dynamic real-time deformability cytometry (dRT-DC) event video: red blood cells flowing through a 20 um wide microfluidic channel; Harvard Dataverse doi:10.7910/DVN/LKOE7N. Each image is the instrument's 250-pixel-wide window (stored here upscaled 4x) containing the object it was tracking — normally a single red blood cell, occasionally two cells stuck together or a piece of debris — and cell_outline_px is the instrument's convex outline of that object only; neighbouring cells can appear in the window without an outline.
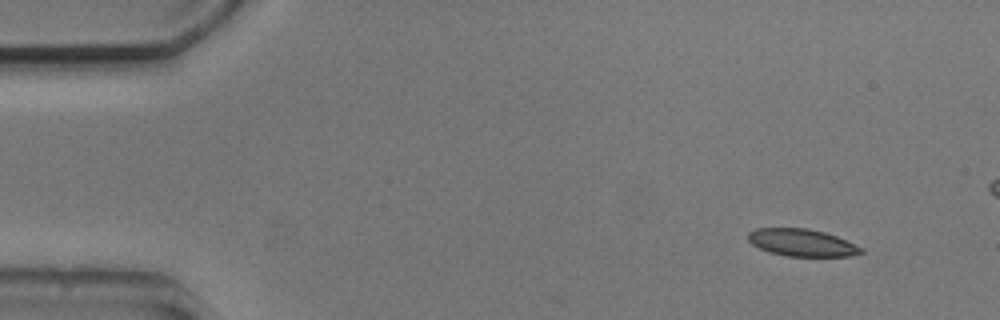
{"species": "common noctule bat (a hibernating species)", "species_latin": "Nyctalus noctula", "temperature_condition": "cold", "stored_images_in_passage": 5, "camera_frame_rate_fps": 3000, "um_per_image_px": 0.085, "animal": {"sex": "male", "body_mass_g": 20.5, "forearm_length_mm": 52.5}, "frame": {"image": 1, "passage_image": 1, "time_ms": 0.0, "image_size_px": [1000, 320], "cell_outline_px": [[864, 252], [852, 256], [788, 256], [768, 252], [752, 244], [748, 240], [748, 232], [756, 228], [808, 228], [824, 232], [836, 236], [864, 248]], "centroid_in_image_um": [68.16, 20.62], "position_along_channel_um": 16.8, "area_um2": 17.98}}